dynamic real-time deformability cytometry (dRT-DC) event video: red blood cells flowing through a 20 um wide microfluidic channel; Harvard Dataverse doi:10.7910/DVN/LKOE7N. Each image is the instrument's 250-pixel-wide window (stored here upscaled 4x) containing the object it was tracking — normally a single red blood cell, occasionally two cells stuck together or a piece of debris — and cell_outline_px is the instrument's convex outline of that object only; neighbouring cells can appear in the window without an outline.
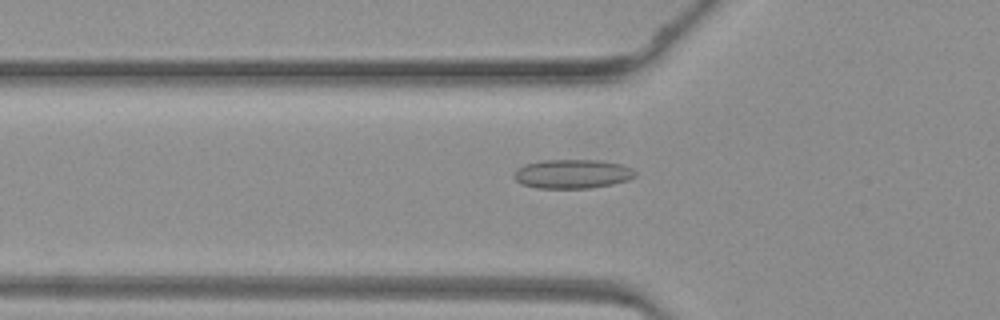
{"species": "common noctule bat (a hibernating species)", "species_latin": "Nyctalus noctula", "temperature_condition": "warm", "stored_images_in_passage": 48, "camera_frame_rate_fps": 3000, "um_per_image_px": 0.085, "animal": {"sex": "female", "body_mass_g": 19.3, "forearm_length_mm": 54.1}, "frame": {"image": 1, "passage_image": 17, "time_ms": 5.333, "image_size_px": [1000, 320], "cell_outline_px": [[636, 176], [628, 180], [612, 184], [588, 188], [536, 188], [520, 184], [512, 176], [512, 172], [516, 168], [524, 164], [540, 160], [600, 160], [620, 164], [632, 168], [636, 172]], "centroid_in_image_um": [48.59, 14.78], "position_along_channel_um": 77.2, "area_um2": 20.81}}
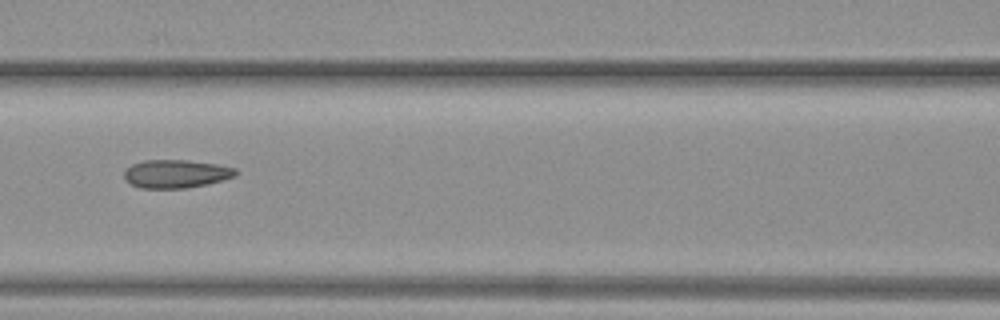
{"frame": {"image": 2, "passage_image": 22, "time_ms": 7.0, "image_size_px": [1000, 320], "cell_outline_px": [[236, 176], [208, 184], [184, 188], [140, 188], [124, 180], [124, 172], [132, 164], [144, 160], [188, 160], [216, 164], [236, 168]], "centroid_in_image_um": [14.95, 14.77], "position_along_channel_um": 151.6, "area_um2": 18.32}}
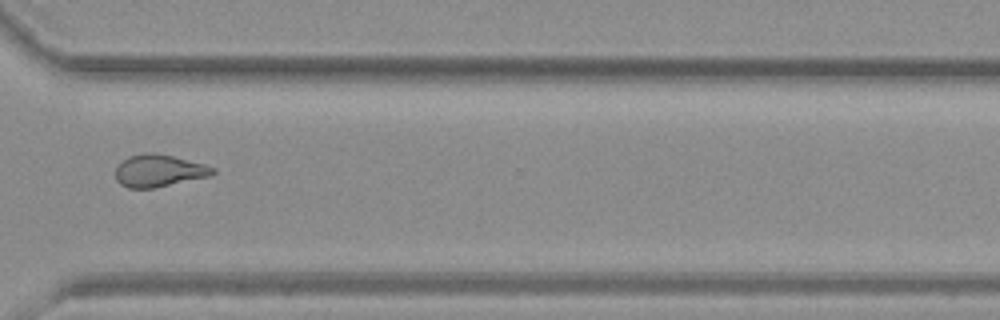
{"frame": {"image": 3, "passage_image": 36, "time_ms": 11.667, "image_size_px": [1000, 320], "cell_outline_px": [[216, 172], [212, 176], [156, 188], [128, 188], [120, 184], [116, 180], [116, 168], [128, 156], [144, 152], [152, 152], [172, 156], [204, 164], [216, 168]], "centroid_in_image_um": [13.53, 14.52], "position_along_channel_um": 357.1, "area_um2": 18.44}}